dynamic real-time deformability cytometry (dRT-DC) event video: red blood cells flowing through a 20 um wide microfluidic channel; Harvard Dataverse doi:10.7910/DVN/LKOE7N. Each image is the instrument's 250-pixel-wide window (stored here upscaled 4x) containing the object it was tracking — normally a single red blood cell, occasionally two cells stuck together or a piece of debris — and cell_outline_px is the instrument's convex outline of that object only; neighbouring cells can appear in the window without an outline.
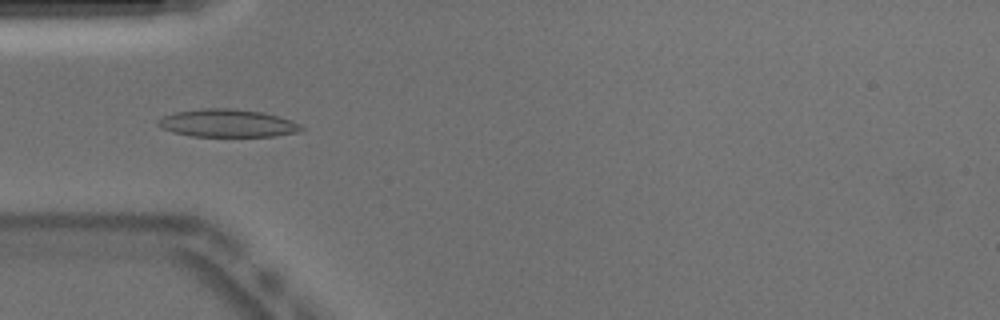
{"species": "Egyptian fruit bat (a non-hibernating species)", "species_latin": "Rousettus aegyptiacus", "temperature_condition": "warm", "stored_images_in_passage": 51, "camera_frame_rate_fps": 3000, "um_per_image_px": 0.085, "animal": {"sex": "male"}, "frame": {"image": 1, "passage_image": 16, "time_ms": 5.0, "image_size_px": [1000, 320], "cell_outline_px": [[304, 128], [296, 132], [272, 136], [192, 136], [172, 132], [160, 128], [156, 124], [156, 120], [172, 112], [200, 108], [236, 108], [264, 112], [292, 120], [300, 124]], "centroid_in_image_um": [19.28, 10.45], "position_along_channel_um": 65.7, "area_um2": 23.47}}
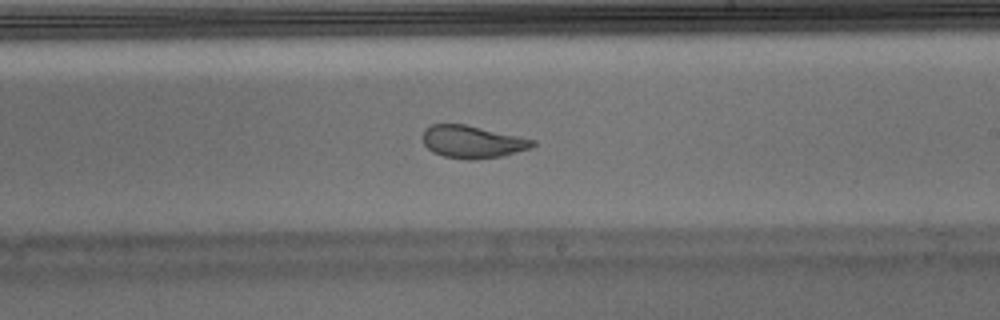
{"frame": {"image": 2, "passage_image": 30, "time_ms": 9.667, "image_size_px": [1000, 320], "cell_outline_px": [[536, 144], [532, 148], [500, 156], [476, 160], [468, 160], [444, 156], [432, 152], [424, 144], [424, 128], [432, 124], [464, 124], [520, 136], [536, 140]], "centroid_in_image_um": [40.17, 12.06], "position_along_channel_um": 248.8, "area_um2": 20.81}}
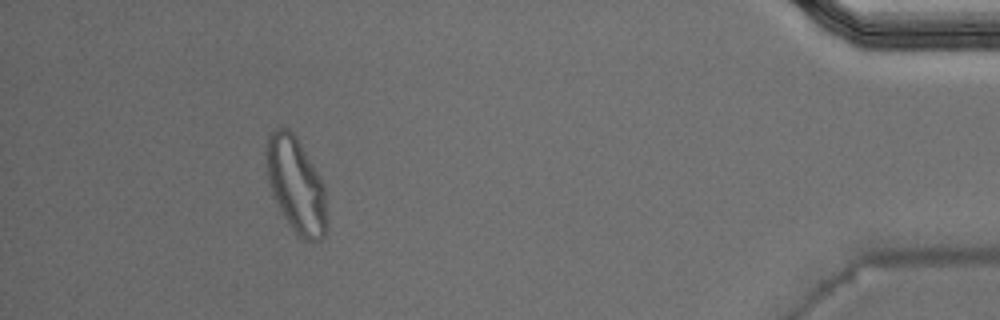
{"frame": {"image": 3, "passage_image": 47, "time_ms": 15.333, "image_size_px": [1000, 320], "cell_outline_px": [[328, 232], [320, 240], [304, 240], [292, 228], [284, 216], [272, 196], [268, 180], [264, 152], [268, 136], [276, 128], [288, 128], [296, 136], [320, 176], [324, 184], [328, 220]], "centroid_in_image_um": [25.17, 15.73], "position_along_channel_um": 410.0, "area_um2": 33.99}, "authors_computed_cell_mechanics": {"area_um2": 21.7906, "velocity_mm_per_s": 3.905, "shape_relaxation_time_tau1_ms": 4.3319, "shape_relaxation_time_tau2_ms": 0.9375, "deformation_change_tau1": 0.1644, "deformation_change_tau2": 0.0652}}